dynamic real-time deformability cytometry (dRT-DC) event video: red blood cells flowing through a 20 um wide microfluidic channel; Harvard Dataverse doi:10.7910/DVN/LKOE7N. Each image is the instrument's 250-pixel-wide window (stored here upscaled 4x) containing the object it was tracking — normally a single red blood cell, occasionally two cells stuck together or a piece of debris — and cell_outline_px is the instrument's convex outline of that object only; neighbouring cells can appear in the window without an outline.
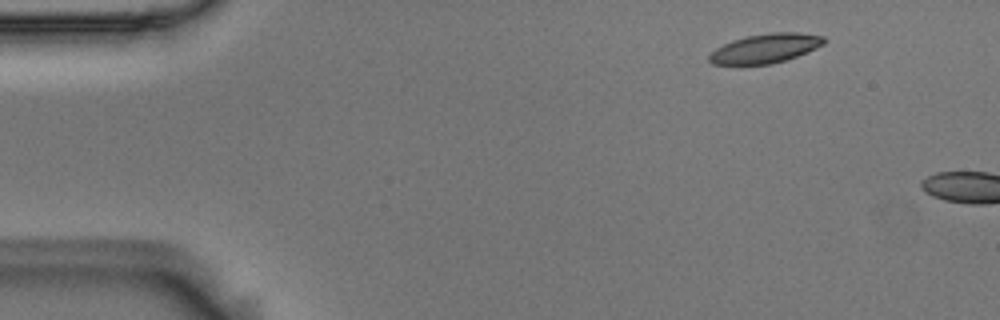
{"species": "Egyptian fruit bat (a non-hibernating species)", "species_latin": "Rousettus aegyptiacus", "temperature_condition": "room temperature", "stored_images_in_passage": 2, "camera_frame_rate_fps": 3000, "um_per_image_px": 0.085, "animal": {"sex": "male"}, "frame": {"image": 1, "passage_image": 1, "time_ms": 0.0, "image_size_px": [1000, 320], "cell_outline_px": [[828, 40], [824, 44], [816, 48], [796, 56], [772, 64], [712, 64], [708, 60], [708, 56], [716, 48], [732, 40], [748, 36], [772, 32], [800, 32], [824, 36]], "centroid_in_image_um": [65.08, 4.1], "position_along_channel_um": 19.9, "area_um2": 19.48}}